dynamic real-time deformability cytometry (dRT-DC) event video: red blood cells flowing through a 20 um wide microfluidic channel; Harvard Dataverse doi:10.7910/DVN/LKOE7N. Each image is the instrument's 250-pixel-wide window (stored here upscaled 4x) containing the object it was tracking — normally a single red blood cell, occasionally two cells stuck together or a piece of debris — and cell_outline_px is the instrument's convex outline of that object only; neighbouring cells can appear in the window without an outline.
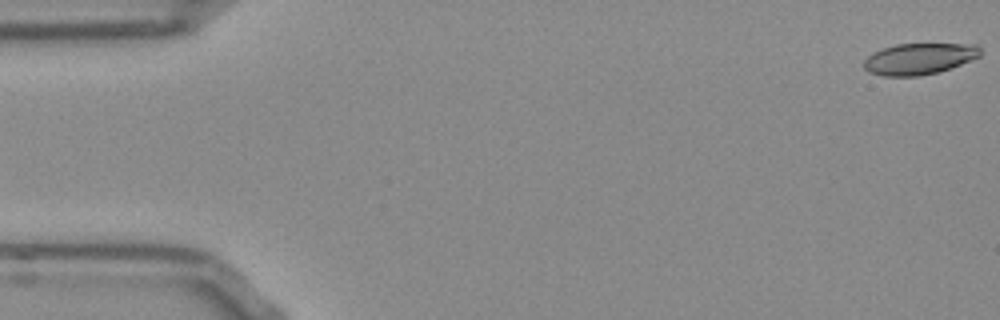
{"species": "Egyptian fruit bat (a non-hibernating species)", "species_latin": "Rousettus aegyptiacus", "temperature_condition": "room temperature", "stored_images_in_passage": 53, "camera_frame_rate_fps": 3000, "um_per_image_px": 0.085, "frame": {"image": 1, "passage_image": 1, "time_ms": 0.0, "image_size_px": [1000, 320], "cell_outline_px": [[980, 56], [940, 72], [920, 76], [884, 76], [868, 72], [864, 68], [864, 60], [872, 52], [896, 44], [976, 44], [980, 48]], "centroid_in_image_um": [78.11, 5.0], "position_along_channel_um": 6.9, "area_um2": 21.21}}
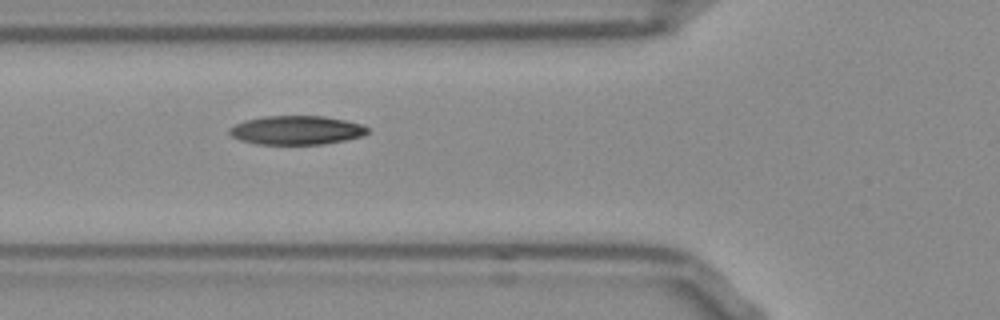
{"frame": {"image": 2, "passage_image": 19, "time_ms": 6.0, "image_size_px": [1000, 320], "cell_outline_px": [[368, 132], [364, 136], [324, 144], [256, 144], [240, 140], [232, 136], [228, 132], [228, 128], [244, 120], [264, 116], [324, 116], [344, 120], [360, 124], [368, 128]], "centroid_in_image_um": [25.17, 11.06], "position_along_channel_um": 100.6, "area_um2": 23.24}}
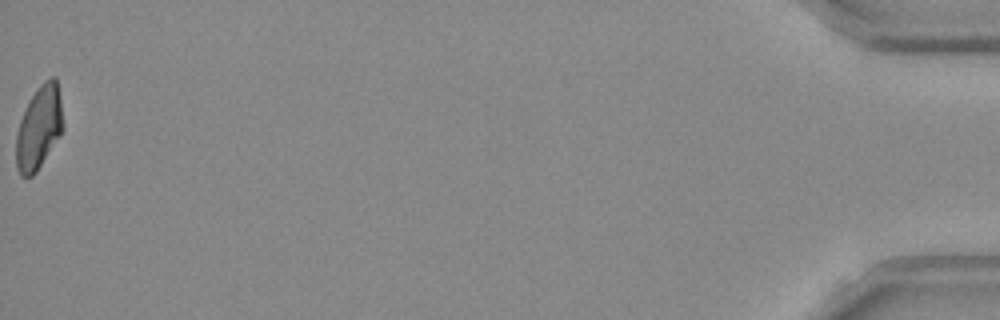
{"frame": {"image": 3, "passage_image": 53, "time_ms": 17.333, "image_size_px": [1000, 320], "cell_outline_px": [[64, 128], [60, 136], [36, 172], [32, 176], [20, 176], [16, 168], [16, 136], [20, 120], [28, 100], [40, 84], [44, 80], [52, 76], [56, 76], [60, 96], [64, 124]], "centroid_in_image_um": [3.32, 10.83], "position_along_channel_um": 431.9, "area_um2": 23.0}, "authors_computed_cell_mechanics": {"area_um2": 22.9466, "velocity_mm_per_s": 3.8575, "shape_relaxation_time_tau1_ms": 8.6552, "shape_relaxation_time_tau2_ms": 3.4416, "deformation_change_tau1": 0.2025, "deformation_change_tau2": 0.0985}}